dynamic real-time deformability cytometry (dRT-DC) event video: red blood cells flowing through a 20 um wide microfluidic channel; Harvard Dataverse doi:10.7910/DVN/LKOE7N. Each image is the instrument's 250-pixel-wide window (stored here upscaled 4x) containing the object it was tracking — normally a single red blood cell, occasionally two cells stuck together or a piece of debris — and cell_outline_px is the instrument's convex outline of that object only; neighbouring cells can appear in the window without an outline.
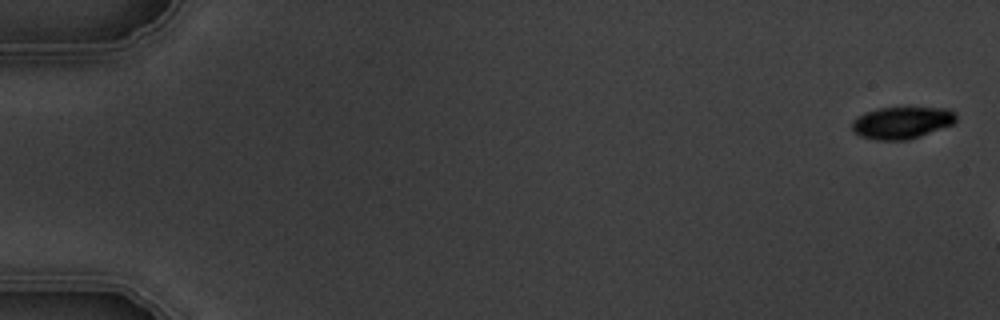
{"species": "common noctule bat (a hibernating species)", "species_latin": "Nyctalus noctula", "temperature_condition": "warm", "stored_images_in_passage": 3, "camera_frame_rate_fps": 3000, "um_per_image_px": 0.085, "animal": {"sex": "male", "body_mass_g": 19.5, "forearm_length_mm": 54.6}, "frame": {"image": 1, "passage_image": 1, "time_ms": 0.0, "image_size_px": [1000, 320], "cell_outline_px": [[956, 120], [952, 124], [920, 136], [908, 140], [876, 140], [860, 136], [852, 128], [852, 120], [856, 116], [864, 112], [880, 108], [952, 108], [956, 112]], "centroid_in_image_um": [76.65, 10.42], "position_along_channel_um": 8.3, "area_um2": 19.42}}